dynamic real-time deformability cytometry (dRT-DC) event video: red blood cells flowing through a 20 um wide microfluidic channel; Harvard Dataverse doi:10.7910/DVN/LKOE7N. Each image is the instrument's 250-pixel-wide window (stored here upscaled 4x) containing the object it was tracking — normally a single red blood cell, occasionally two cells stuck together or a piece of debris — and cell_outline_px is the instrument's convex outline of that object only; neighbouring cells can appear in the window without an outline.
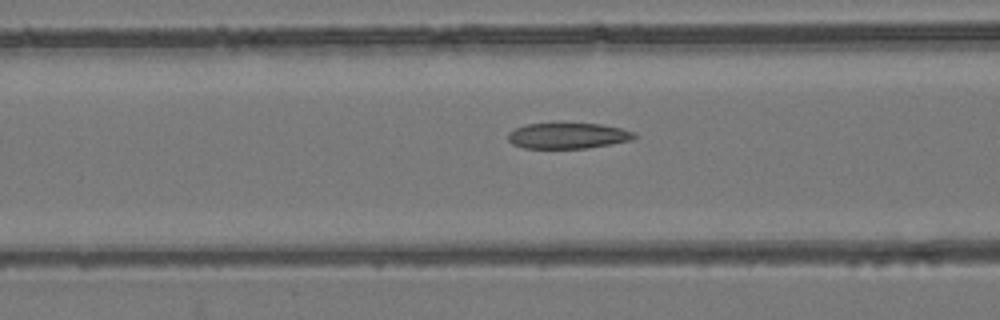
{"species": "common noctule bat (a hibernating species)", "species_latin": "Nyctalus noctula", "temperature_condition": "room temperature", "stored_images_in_passage": 54, "camera_frame_rate_fps": 3000, "um_per_image_px": 0.085, "animal": {"sex": "female", "body_mass_g": 24.6, "forearm_length_mm": 56.2}, "frame": {"image": 1, "passage_image": 22, "time_ms": 7.0, "image_size_px": [1000, 320], "cell_outline_px": [[636, 136], [632, 140], [612, 144], [588, 148], [524, 148], [512, 144], [508, 140], [508, 132], [524, 124], [600, 124], [620, 128], [636, 132]], "centroid_in_image_um": [48.27, 11.55], "position_along_channel_um": 118.3, "area_um2": 18.9}}
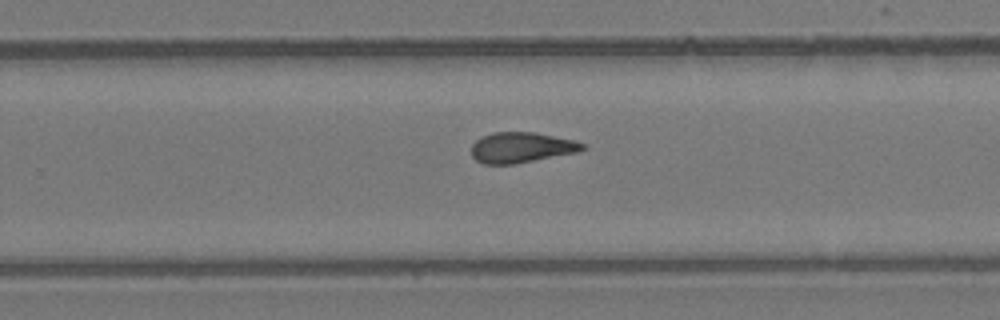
{"frame": {"image": 2, "passage_image": 35, "time_ms": 11.333, "image_size_px": [1000, 320], "cell_outline_px": [[588, 148], [580, 152], [512, 164], [484, 164], [476, 160], [472, 156], [472, 144], [480, 136], [492, 132], [536, 132], [572, 140], [584, 144]], "centroid_in_image_um": [44.32, 12.53], "position_along_channel_um": 285.5, "area_um2": 19.83}}
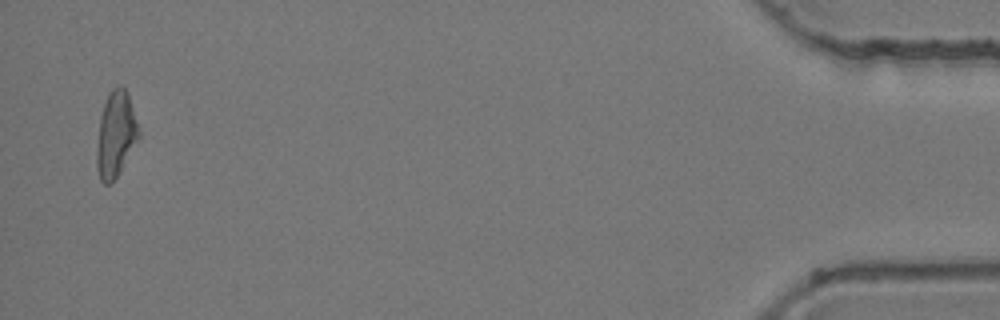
{"frame": {"image": 3, "passage_image": 53, "time_ms": 17.333, "image_size_px": [1000, 320], "cell_outline_px": [[140, 136], [116, 176], [108, 184], [104, 184], [100, 180], [96, 164], [96, 152], [100, 116], [108, 92], [112, 88], [120, 84], [128, 92], [140, 132]], "centroid_in_image_um": [9.83, 11.36], "position_along_channel_um": 425.4, "area_um2": 20.75}, "authors_computed_cell_mechanics": {"area_um2": 20.23, "velocity_mm_per_s": 3.8668, "shape_relaxation_time_tau1_ms": null, "shape_relaxation_time_tau2_ms": 4.1287, "deformation_change_tau1": null, "deformation_change_tau2": 0.1215}}